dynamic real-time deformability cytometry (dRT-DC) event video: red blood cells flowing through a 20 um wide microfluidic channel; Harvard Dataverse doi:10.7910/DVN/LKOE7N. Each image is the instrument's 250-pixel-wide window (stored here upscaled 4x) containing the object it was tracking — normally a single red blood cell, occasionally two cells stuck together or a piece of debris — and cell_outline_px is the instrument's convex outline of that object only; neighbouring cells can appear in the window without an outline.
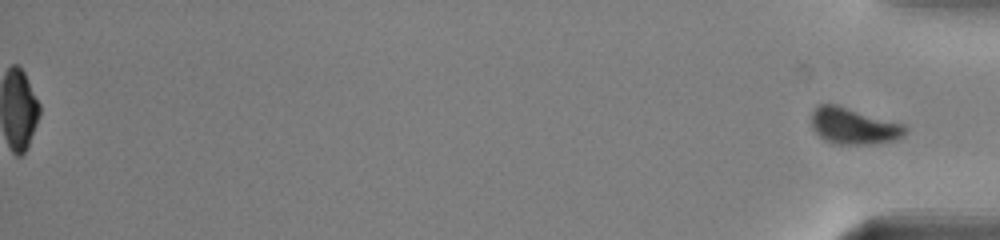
{"species": "common noctule bat (a hibernating species)", "species_latin": "Nyctalus noctula", "temperature_condition": "warm", "stored_images_in_passage": 50, "segment_of_instrument_passage": [2, 2], "camera_frame_rate_fps": 3000, "um_per_image_px": 0.085, "animal": {"sex": "male", "body_mass_g": 13.0, "forearm_length_mm": 53.1}, "frame": {"image": 1, "passage_image": 50, "time_ms": 16.333, "image_size_px": [1000, 240], "cell_outline_px": [[908, 128], [904, 136], [892, 140], [876, 144], [836, 144], [824, 140], [812, 128], [812, 112], [820, 104], [836, 104], [904, 124]], "centroid_in_image_um": [72.57, 10.72], "position_along_channel_um": 362.6, "area_um2": 19.83}}